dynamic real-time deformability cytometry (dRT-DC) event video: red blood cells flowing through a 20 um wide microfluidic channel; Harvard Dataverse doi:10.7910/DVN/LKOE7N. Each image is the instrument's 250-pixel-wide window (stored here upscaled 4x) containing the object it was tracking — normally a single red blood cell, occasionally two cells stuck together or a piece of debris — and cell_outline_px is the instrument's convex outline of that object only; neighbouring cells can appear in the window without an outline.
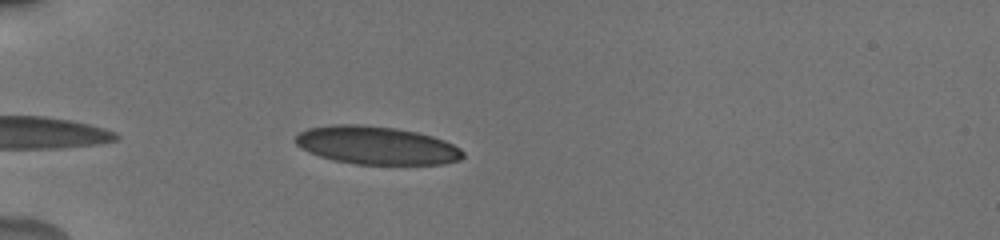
{"species": "human", "species_latin": "Homo sapiens", "temperature_condition": "cold", "stored_images_in_passage": 37, "camera_frame_rate_fps": 3000, "um_per_image_px": 0.085, "donor": {"sex": "male"}, "frame": {"image": 1, "passage_image": 3, "time_ms": 0.667, "image_size_px": [1000, 240], "cell_outline_px": [[464, 156], [460, 160], [444, 164], [356, 164], [332, 160], [308, 152], [300, 148], [292, 140], [300, 132], [308, 128], [332, 124], [360, 124], [396, 128], [416, 132], [432, 136], [444, 140], [460, 148], [464, 152]], "centroid_in_image_um": [31.98, 12.35], "position_along_channel_um": 53.0, "area_um2": 37.4}}
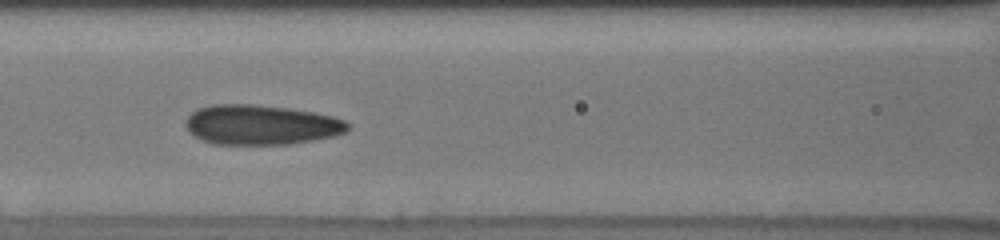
{"frame": {"image": 2, "passage_image": 12, "time_ms": 3.667, "image_size_px": [1000, 240], "cell_outline_px": [[348, 132], [336, 136], [288, 144], [212, 144], [188, 132], [184, 124], [188, 116], [196, 108], [212, 104], [256, 104], [288, 108], [312, 112], [332, 116], [344, 120], [348, 124]], "centroid_in_image_um": [22.16, 10.6], "position_along_channel_um": 144.4, "area_um2": 37.8}}
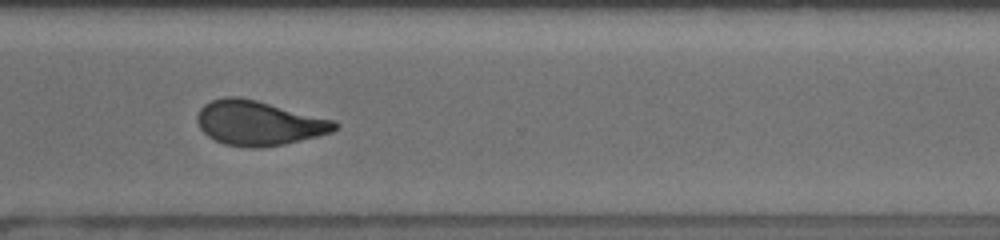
{"frame": {"image": 3, "passage_image": 28, "time_ms": 9.0, "image_size_px": [1000, 240], "cell_outline_px": [[340, 124], [332, 132], [284, 144], [256, 148], [252, 148], [224, 144], [208, 136], [200, 128], [196, 120], [196, 116], [200, 108], [204, 104], [212, 100], [224, 96], [240, 96], [336, 120]], "centroid_in_image_um": [21.98, 10.44], "position_along_channel_um": 348.6, "area_um2": 35.78}, "authors_computed_cell_mechanics": {"area_um2": 36.7608, "velocity_mm_per_s": 3.8311, "shape_relaxation_time_tau1_ms": null, "shape_relaxation_time_tau2_ms": 1.5323, "deformation_change_tau1": null, "deformation_change_tau2": 0.0745}}